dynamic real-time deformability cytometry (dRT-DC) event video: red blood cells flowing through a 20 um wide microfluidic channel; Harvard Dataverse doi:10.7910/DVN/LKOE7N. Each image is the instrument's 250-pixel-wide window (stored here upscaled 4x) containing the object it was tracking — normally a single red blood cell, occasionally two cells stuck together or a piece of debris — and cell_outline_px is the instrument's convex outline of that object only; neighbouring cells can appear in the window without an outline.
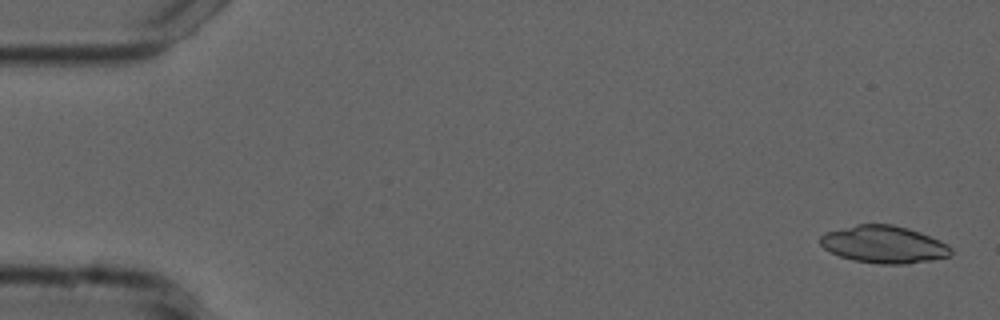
{"species": "common noctule bat (a hibernating species)", "species_latin": "Nyctalus noctula", "temperature_condition": "cold", "stored_images_in_passage": 48, "camera_frame_rate_fps": 3000, "um_per_image_px": 0.085, "animal": {"sex": "male", "forearm_length_mm": 52.5}, "frame": {"image": 1, "passage_image": 2, "time_ms": 0.333, "image_size_px": [1000, 320], "cell_outline_px": [[952, 252], [948, 256], [932, 260], [908, 264], [880, 264], [852, 260], [840, 256], [824, 248], [820, 244], [820, 236], [824, 232], [856, 224], [892, 224], [908, 228], [920, 232], [940, 240], [948, 244], [952, 248]], "centroid_in_image_um": [75.13, 20.77], "position_along_channel_um": 9.9, "area_um2": 28.61}}